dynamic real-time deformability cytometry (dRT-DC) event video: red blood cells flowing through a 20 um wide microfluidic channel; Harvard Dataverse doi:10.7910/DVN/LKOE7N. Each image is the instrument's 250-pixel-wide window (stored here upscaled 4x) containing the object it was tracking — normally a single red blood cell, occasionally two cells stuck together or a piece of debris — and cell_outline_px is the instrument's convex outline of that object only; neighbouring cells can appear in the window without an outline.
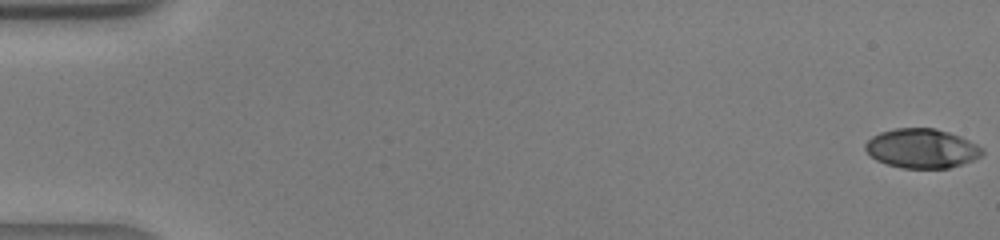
{"species": "human", "species_latin": "Homo sapiens", "temperature_condition": "warm", "stored_images_in_passage": 42, "camera_frame_rate_fps": 3000, "um_per_image_px": 0.085, "donor": {"sex": "male"}, "frame": {"image": 1, "passage_image": 1, "time_ms": 0.0, "image_size_px": [1000, 240], "cell_outline_px": [[984, 152], [980, 156], [972, 160], [948, 168], [900, 168], [876, 160], [864, 148], [864, 144], [872, 136], [880, 132], [896, 128], [936, 128], [960, 136], [984, 148]], "centroid_in_image_um": [78.34, 12.61], "position_along_channel_um": 6.7, "area_um2": 26.7}}
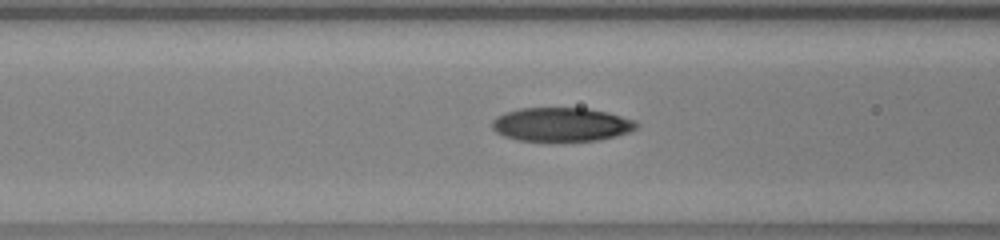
{"frame": {"image": 2, "passage_image": 18, "time_ms": 5.667, "image_size_px": [1000, 240], "cell_outline_px": [[640, 124], [636, 128], [628, 132], [616, 136], [596, 140], [520, 140], [504, 136], [496, 132], [492, 128], [492, 120], [496, 116], [504, 112], [520, 108], [588, 108], [636, 120]], "centroid_in_image_um": [47.7, 10.56], "position_along_channel_um": 118.9, "area_um2": 28.21}}
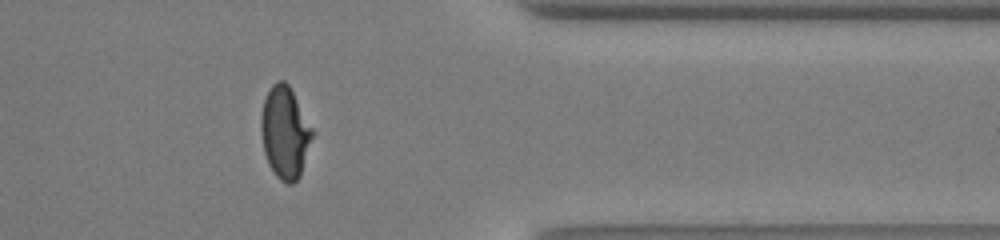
{"frame": {"image": 3, "passage_image": 35, "time_ms": 11.333, "image_size_px": [1000, 240], "cell_outline_px": [[316, 132], [300, 176], [292, 184], [288, 184], [280, 180], [276, 176], [268, 164], [264, 152], [260, 132], [260, 116], [264, 100], [272, 84], [276, 80], [284, 80], [288, 84]], "centroid_in_image_um": [24.24, 11.27], "position_along_channel_um": 387.2, "area_um2": 28.03}}